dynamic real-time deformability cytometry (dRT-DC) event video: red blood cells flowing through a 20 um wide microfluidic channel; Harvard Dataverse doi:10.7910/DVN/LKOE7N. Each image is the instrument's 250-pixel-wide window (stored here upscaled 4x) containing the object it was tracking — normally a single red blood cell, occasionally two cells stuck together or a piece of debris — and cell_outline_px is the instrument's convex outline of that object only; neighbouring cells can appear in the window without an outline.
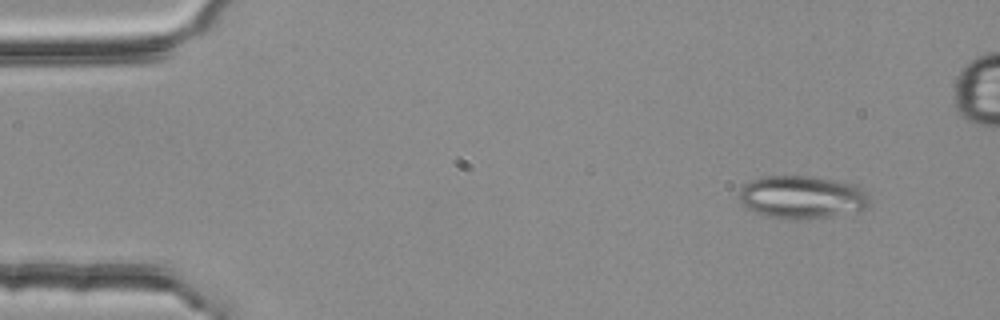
{"species": "common noctule bat (a hibernating species)", "species_latin": "Nyctalus noctula", "temperature_condition": "room temperature", "stored_images_in_passage": 3, "camera_frame_rate_fps": 3000, "um_per_image_px": 0.085, "animal": {"sex": "female", "body_mass_g": 25.1}, "frame": {"image": 1, "passage_image": 1, "time_ms": 0.0, "image_size_px": [1000, 320], "cell_outline_px": [[872, 204], [864, 208], [828, 216], [808, 220], [784, 220], [764, 216], [748, 208], [740, 200], [736, 192], [744, 184], [752, 180], [764, 176], [812, 176], [836, 180], [856, 184], [868, 192], [872, 200]], "centroid_in_image_um": [68.17, 16.76], "position_along_channel_um": 16.8, "area_um2": 33.18}}